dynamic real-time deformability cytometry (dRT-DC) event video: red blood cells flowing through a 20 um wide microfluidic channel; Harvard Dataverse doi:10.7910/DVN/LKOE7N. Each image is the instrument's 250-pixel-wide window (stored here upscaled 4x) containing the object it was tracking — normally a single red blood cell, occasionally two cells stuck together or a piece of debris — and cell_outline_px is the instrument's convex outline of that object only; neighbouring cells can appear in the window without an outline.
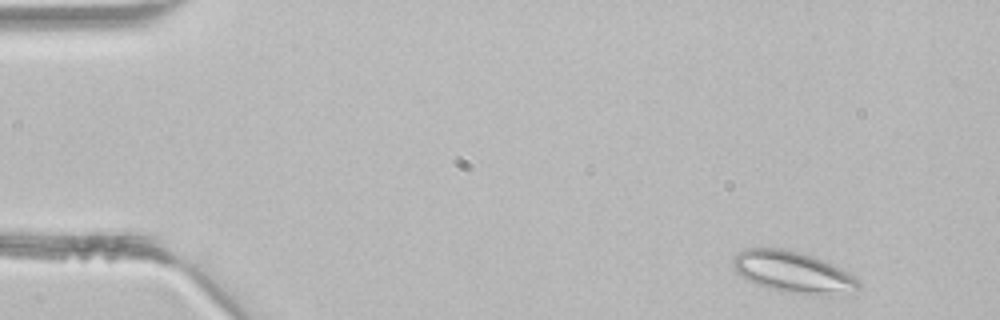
{"species": "common noctule bat (a hibernating species)", "species_latin": "Nyctalus noctula", "temperature_condition": "room temperature", "stored_images_in_passage": 4, "camera_frame_rate_fps": 3000, "um_per_image_px": 0.085, "animal": {"sex": "male", "body_mass_g": 21.5, "forearm_length_mm": 52.0}, "frame": {"image": 1, "passage_image": 1, "time_ms": 0.0, "image_size_px": [1000, 320], "cell_outline_px": [[860, 284], [856, 288], [828, 296], [816, 296], [788, 292], [756, 284], [740, 276], [736, 272], [732, 264], [732, 260], [736, 252], [744, 248], [784, 248], [812, 256], [840, 268], [848, 272], [860, 280]], "centroid_in_image_um": [67.35, 23.11], "position_along_channel_um": 17.7, "area_um2": 30.06}}